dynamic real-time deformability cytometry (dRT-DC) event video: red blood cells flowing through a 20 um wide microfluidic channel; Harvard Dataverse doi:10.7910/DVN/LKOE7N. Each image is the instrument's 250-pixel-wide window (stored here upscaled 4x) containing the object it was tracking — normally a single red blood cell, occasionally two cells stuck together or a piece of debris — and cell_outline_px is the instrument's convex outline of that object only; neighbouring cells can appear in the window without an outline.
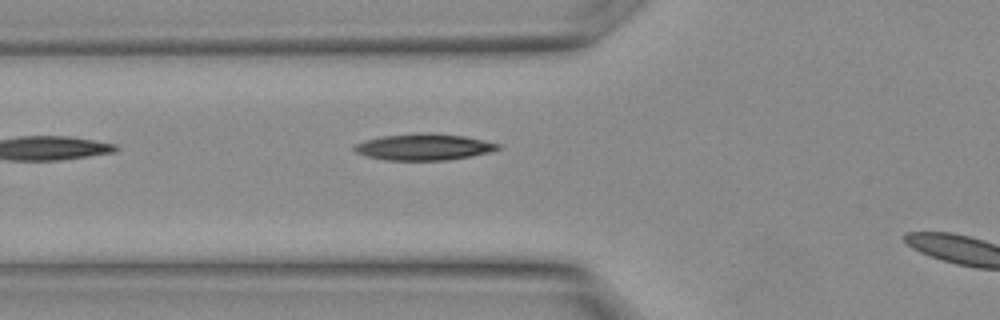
{"species": "Egyptian fruit bat (a non-hibernating species)", "species_latin": "Rousettus aegyptiacus", "temperature_condition": "warm", "stored_images_in_passage": 4, "camera_frame_rate_fps": 3000, "um_per_image_px": 0.085, "animal": {"sex": "female"}, "frame": {"image": 1, "passage_image": 4, "time_ms": 1.0, "image_size_px": [1000, 320], "cell_outline_px": [[500, 148], [488, 152], [472, 156], [448, 160], [384, 160], [364, 156], [356, 152], [352, 148], [356, 144], [368, 140], [384, 136], [428, 132], [464, 136], [500, 144]], "centroid_in_image_um": [36.02, 12.5], "position_along_channel_um": 89.8, "area_um2": 21.91}}